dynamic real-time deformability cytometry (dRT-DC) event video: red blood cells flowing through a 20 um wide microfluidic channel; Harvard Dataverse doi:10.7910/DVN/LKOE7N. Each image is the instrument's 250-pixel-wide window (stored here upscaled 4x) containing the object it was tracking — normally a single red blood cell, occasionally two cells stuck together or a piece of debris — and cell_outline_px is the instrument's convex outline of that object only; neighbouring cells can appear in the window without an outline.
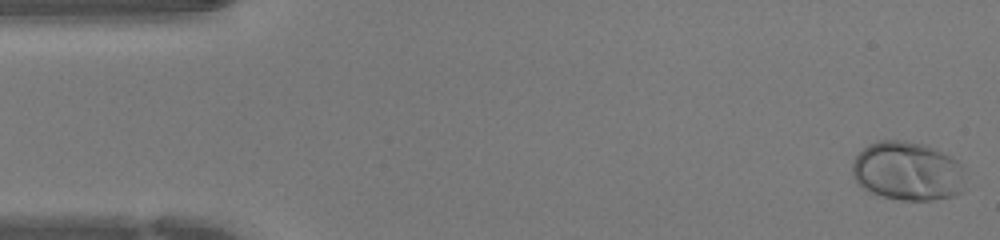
{"species": "human", "species_latin": "Homo sapiens", "temperature_condition": "warm", "stored_images_in_passage": 44, "camera_frame_rate_fps": 3000, "um_per_image_px": 0.085, "donor": {"sex": "female"}, "frame": {"image": 1, "passage_image": 1, "time_ms": 0.0, "image_size_px": [1000, 240], "cell_outline_px": [[964, 192], [952, 196], [932, 200], [900, 200], [884, 196], [872, 192], [864, 188], [856, 180], [852, 172], [852, 164], [856, 156], [868, 144], [876, 140], [904, 140], [924, 144], [956, 160], [960, 164]], "centroid_in_image_um": [77.12, 14.54], "position_along_channel_um": 7.9, "area_um2": 38.44}}
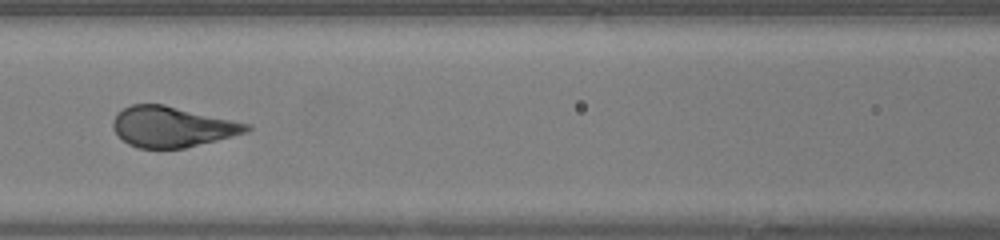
{"frame": {"image": 2, "passage_image": 19, "time_ms": 6.0, "image_size_px": [1000, 240], "cell_outline_px": [[252, 128], [248, 132], [184, 148], [140, 148], [128, 144], [112, 128], [112, 120], [116, 112], [132, 104], [164, 104], [252, 124]], "centroid_in_image_um": [14.63, 10.76], "position_along_channel_um": 152.0, "area_um2": 31.56}}
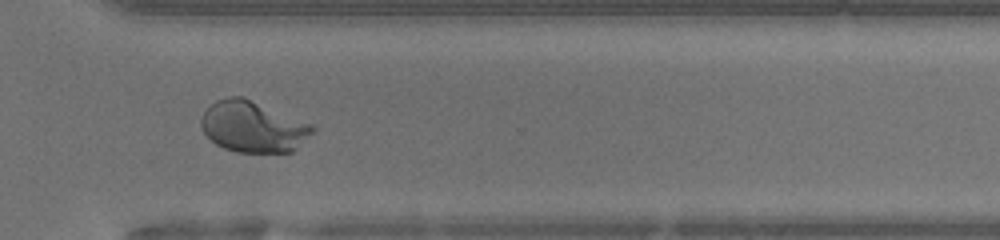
{"frame": {"image": 3, "passage_image": 32, "time_ms": 10.333, "image_size_px": [1000, 240], "cell_outline_px": [[316, 128], [292, 152], [236, 152], [224, 148], [216, 144], [204, 132], [200, 124], [200, 120], [204, 112], [216, 100], [228, 96], [240, 96], [312, 124]], "centroid_in_image_um": [21.48, 10.78], "position_along_channel_um": 349.1, "area_um2": 32.66}}